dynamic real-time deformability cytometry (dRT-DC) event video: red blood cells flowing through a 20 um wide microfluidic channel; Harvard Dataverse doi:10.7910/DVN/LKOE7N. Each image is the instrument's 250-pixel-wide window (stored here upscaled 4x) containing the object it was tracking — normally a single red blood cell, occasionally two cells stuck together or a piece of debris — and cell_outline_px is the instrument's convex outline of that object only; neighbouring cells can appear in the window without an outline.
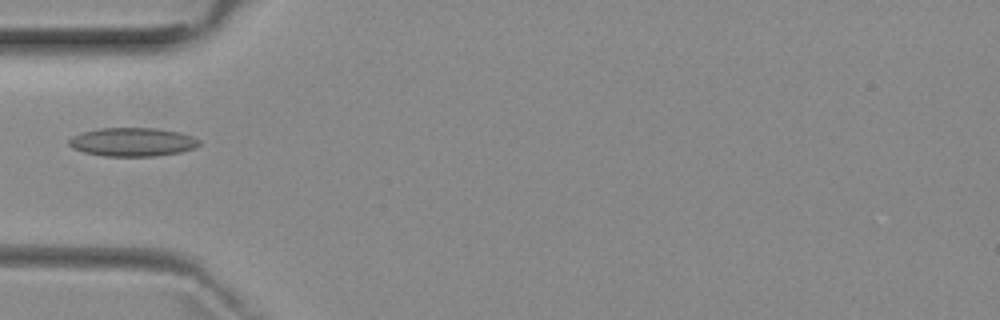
{"species": "common noctule bat (a hibernating species)", "species_latin": "Nyctalus noctula", "temperature_condition": "room temperature", "stored_images_in_passage": 4, "camera_frame_rate_fps": 3000, "um_per_image_px": 0.085, "animal": {"sex": "female", "body_mass_g": 29.2, "forearm_length_mm": 56.3}, "frame": {"image": 1, "passage_image": 3, "time_ms": 3.333, "image_size_px": [1000, 320], "cell_outline_px": [[200, 144], [196, 148], [180, 152], [156, 156], [104, 156], [84, 152], [72, 148], [68, 144], [68, 140], [72, 136], [84, 132], [100, 128], [156, 128], [180, 132], [192, 136], [200, 140]], "centroid_in_image_um": [11.28, 12.07], "position_along_channel_um": 73.7, "area_um2": 21.79}}
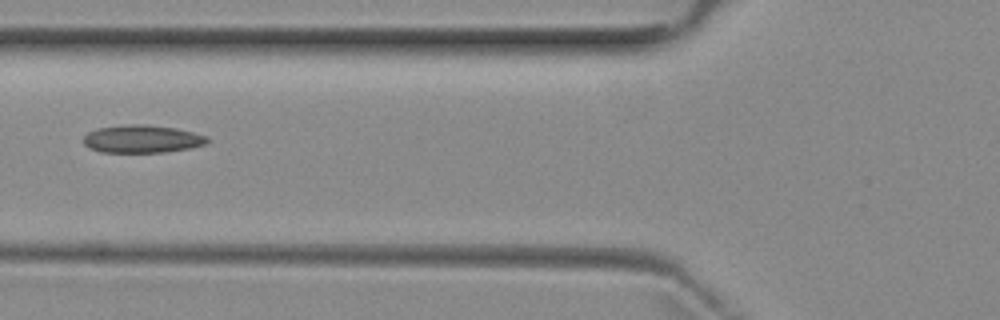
{"frame": {"image": 2, "passage_image": 4, "time_ms": 4.333, "image_size_px": [1000, 320], "cell_outline_px": [[208, 140], [204, 144], [188, 148], [164, 152], [100, 152], [84, 144], [84, 136], [88, 132], [96, 128], [132, 124], [144, 124], [176, 128], [208, 136]], "centroid_in_image_um": [12.06, 11.8], "position_along_channel_um": 113.7, "area_um2": 19.83}}